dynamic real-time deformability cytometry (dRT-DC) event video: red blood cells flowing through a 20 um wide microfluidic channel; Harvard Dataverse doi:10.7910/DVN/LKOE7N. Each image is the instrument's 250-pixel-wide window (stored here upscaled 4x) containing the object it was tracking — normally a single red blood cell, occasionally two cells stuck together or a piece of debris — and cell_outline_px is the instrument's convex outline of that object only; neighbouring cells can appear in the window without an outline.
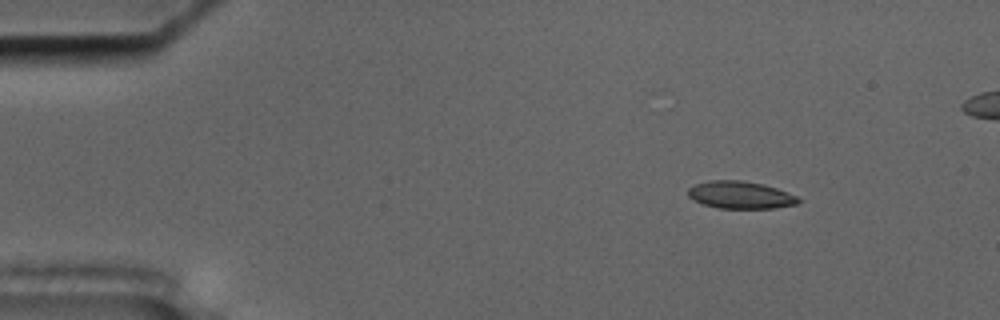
{"species": "common noctule bat (a hibernating species)", "species_latin": "Nyctalus noctula", "temperature_condition": "cold", "stored_images_in_passage": 51, "camera_frame_rate_fps": 3000, "um_per_image_px": 0.085, "animal": {"sex": "male", "body_mass_g": 17.5, "forearm_length_mm": 52.3}, "frame": {"image": 1, "passage_image": 4, "time_ms": 1.0, "image_size_px": [1000, 320], "cell_outline_px": [[800, 200], [796, 204], [776, 208], [716, 208], [692, 200], [688, 196], [688, 188], [696, 184], [708, 180], [740, 180], [764, 184], [776, 188], [796, 196]], "centroid_in_image_um": [62.89, 16.57], "position_along_channel_um": 22.1, "area_um2": 17.57}}
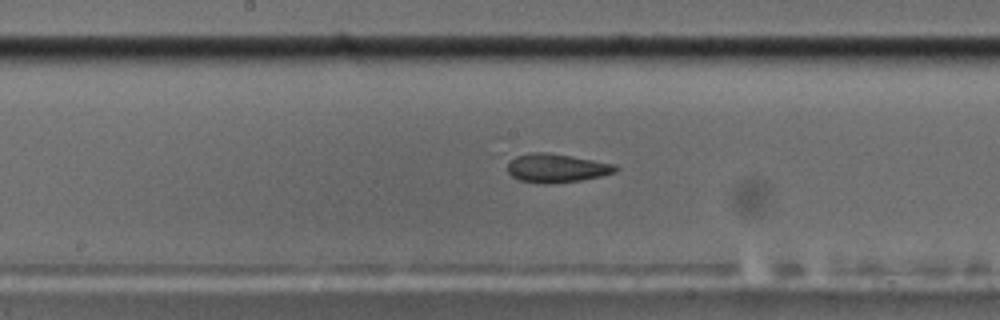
{"frame": {"image": 2, "passage_image": 26, "time_ms": 8.333, "image_size_px": [1000, 320], "cell_outline_px": [[620, 168], [616, 172], [600, 176], [580, 180], [544, 184], [536, 184], [520, 180], [512, 176], [508, 172], [508, 164], [516, 156], [532, 152], [548, 152], [572, 156], [616, 164]], "centroid_in_image_um": [47.33, 14.29], "position_along_channel_um": 200.9, "area_um2": 18.09}}
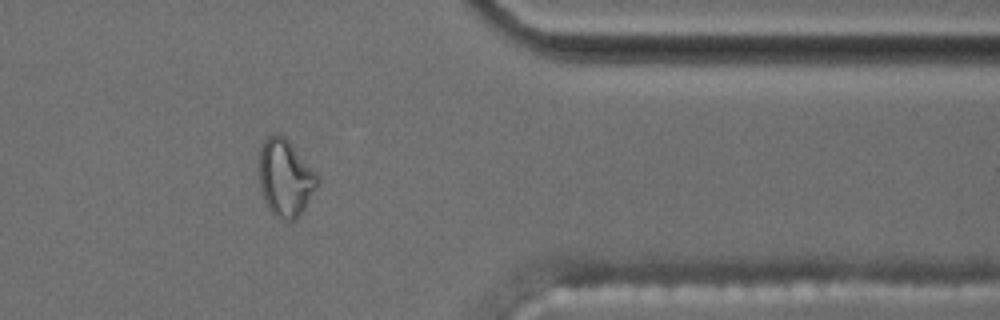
{"frame": {"image": 3, "passage_image": 43, "time_ms": 14.0, "image_size_px": [1000, 320], "cell_outline_px": [[320, 180], [304, 208], [292, 220], [280, 220], [268, 208], [264, 200], [260, 188], [256, 172], [260, 148], [264, 136], [272, 132], [284, 136]], "centroid_in_image_um": [24.15, 15.08], "position_along_channel_um": 387.3, "area_um2": 26.13}}